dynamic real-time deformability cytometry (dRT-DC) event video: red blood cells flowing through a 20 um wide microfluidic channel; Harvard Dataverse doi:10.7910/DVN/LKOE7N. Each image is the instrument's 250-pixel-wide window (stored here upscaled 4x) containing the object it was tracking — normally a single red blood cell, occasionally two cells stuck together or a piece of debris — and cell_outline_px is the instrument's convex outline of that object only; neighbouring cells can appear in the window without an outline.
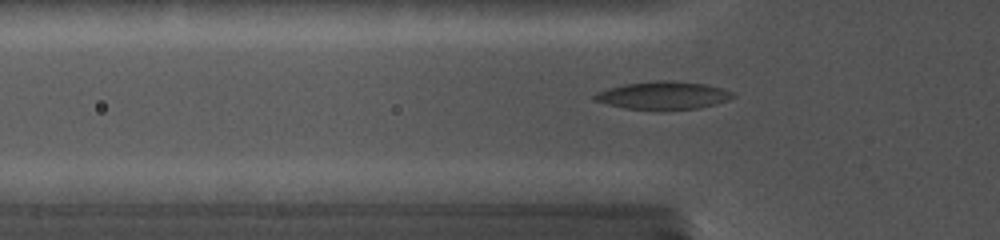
{"species": "common noctule bat (a hibernating species)", "species_latin": "Nyctalus noctula", "temperature_condition": "cold", "stored_images_in_passage": 35, "camera_frame_rate_fps": 5000, "um_per_image_px": 0.085, "animal": {"sex": "female", "body_mass_g": 19.0, "forearm_length_mm": 56.7}, "frame": {"image": 1, "passage_image": 12, "time_ms": 4.4, "image_size_px": [1000, 240], "cell_outline_px": [[736, 96], [728, 100], [700, 108], [664, 112], [624, 108], [592, 100], [592, 96], [596, 92], [608, 88], [624, 84], [656, 80], [672, 80], [708, 84], [732, 92]], "centroid_in_image_um": [56.35, 8.13], "position_along_channel_um": 69.4, "area_um2": 23.18}}
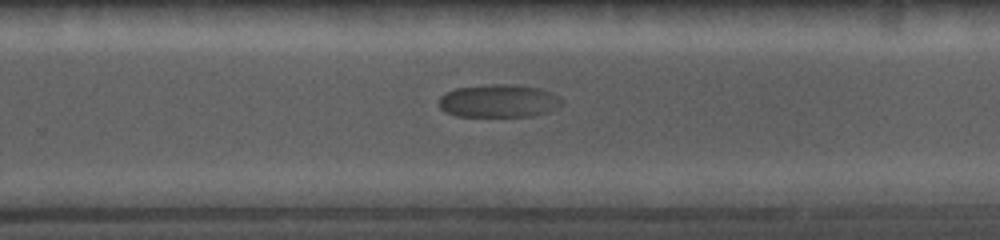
{"frame": {"image": 2, "passage_image": 27, "time_ms": 10.4, "image_size_px": [1000, 240], "cell_outline_px": [[564, 104], [548, 112], [532, 116], [456, 116], [440, 108], [440, 96], [444, 92], [456, 88], [488, 84], [516, 84], [540, 88], [552, 92], [560, 96], [564, 100]], "centroid_in_image_um": [42.45, 8.56], "position_along_channel_um": 287.4, "area_um2": 23.93}}
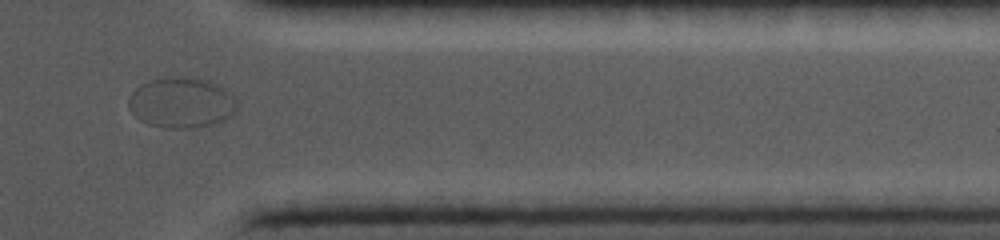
{"frame": {"image": 3, "passage_image": 33, "time_ms": 13.4, "image_size_px": [1000, 240], "cell_outline_px": [[236, 104], [232, 112], [228, 116], [212, 124], [192, 128], [172, 128], [152, 124], [140, 120], [128, 108], [128, 96], [140, 84], [148, 80], [172, 76], [184, 76], [208, 80], [216, 84], [228, 92], [236, 100]], "centroid_in_image_um": [15.35, 8.69], "position_along_channel_um": 396.0, "area_um2": 31.56}}